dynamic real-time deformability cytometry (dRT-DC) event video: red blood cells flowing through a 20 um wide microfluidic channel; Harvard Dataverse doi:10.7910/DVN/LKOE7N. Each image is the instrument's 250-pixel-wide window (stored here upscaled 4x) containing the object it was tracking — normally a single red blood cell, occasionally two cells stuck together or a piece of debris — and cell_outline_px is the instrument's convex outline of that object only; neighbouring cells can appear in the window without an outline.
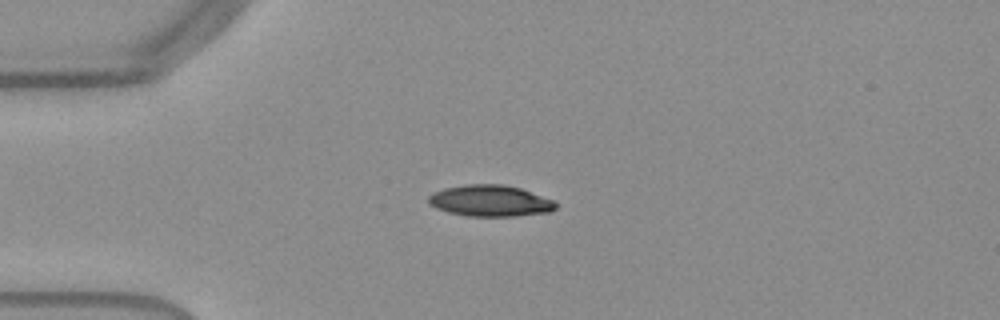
{"species": "Egyptian fruit bat (a non-hibernating species)", "species_latin": "Rousettus aegyptiacus", "temperature_condition": "warm", "stored_images_in_passage": 41, "camera_frame_rate_fps": 3000, "um_per_image_px": 0.085, "frame": {"image": 1, "passage_image": 2, "time_ms": 0.333, "image_size_px": [1000, 320], "cell_outline_px": [[556, 208], [552, 212], [516, 216], [468, 216], [448, 212], [436, 208], [428, 204], [428, 196], [432, 192], [444, 188], [464, 184], [504, 184], [520, 188], [556, 200]], "centroid_in_image_um": [41.68, 17.06], "position_along_channel_um": 43.3, "area_um2": 23.58}}
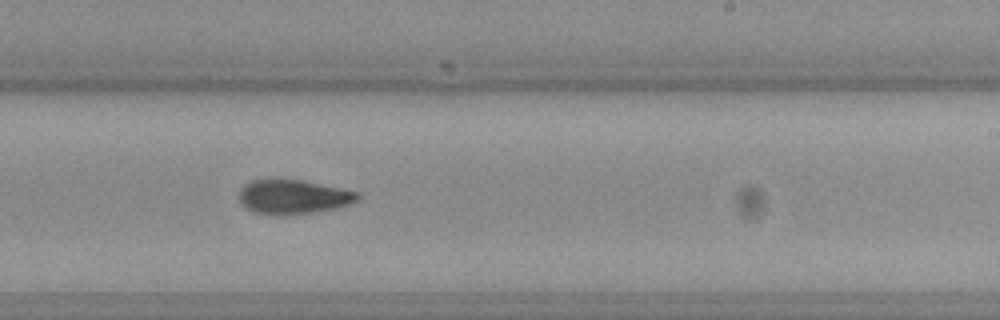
{"frame": {"image": 2, "passage_image": 21, "time_ms": 6.667, "image_size_px": [1000, 320], "cell_outline_px": [[360, 200], [352, 204], [336, 208], [308, 212], [276, 216], [256, 212], [248, 208], [240, 200], [240, 188], [244, 184], [252, 180], [268, 176], [276, 176], [300, 180], [360, 192]], "centroid_in_image_um": [24.92, 16.68], "position_along_channel_um": 264.1, "area_um2": 24.16}}
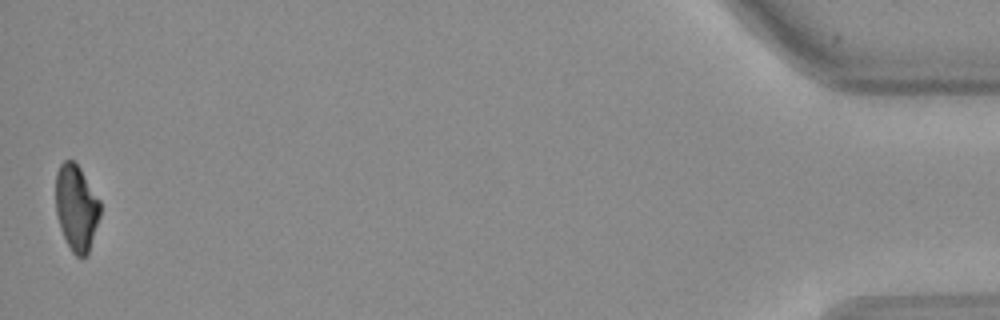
{"frame": {"image": 3, "passage_image": 41, "time_ms": 13.333, "image_size_px": [1000, 320], "cell_outline_px": [[100, 216], [88, 252], [84, 256], [76, 256], [72, 252], [60, 228], [56, 212], [56, 172], [60, 164], [64, 160], [72, 160], [80, 168], [100, 200]], "centroid_in_image_um": [6.48, 17.63], "position_along_channel_um": 428.7, "area_um2": 22.08}, "authors_computed_cell_mechanics": {"area_um2": 23.8714, "velocity_mm_per_s": 3.8553, "shape_relaxation_time_tau1_ms": 6.0547, "shape_relaxation_time_tau2_ms": 10.7329, "deformation_change_tau1": 0.1813, "deformation_change_tau2": 0.1764}}